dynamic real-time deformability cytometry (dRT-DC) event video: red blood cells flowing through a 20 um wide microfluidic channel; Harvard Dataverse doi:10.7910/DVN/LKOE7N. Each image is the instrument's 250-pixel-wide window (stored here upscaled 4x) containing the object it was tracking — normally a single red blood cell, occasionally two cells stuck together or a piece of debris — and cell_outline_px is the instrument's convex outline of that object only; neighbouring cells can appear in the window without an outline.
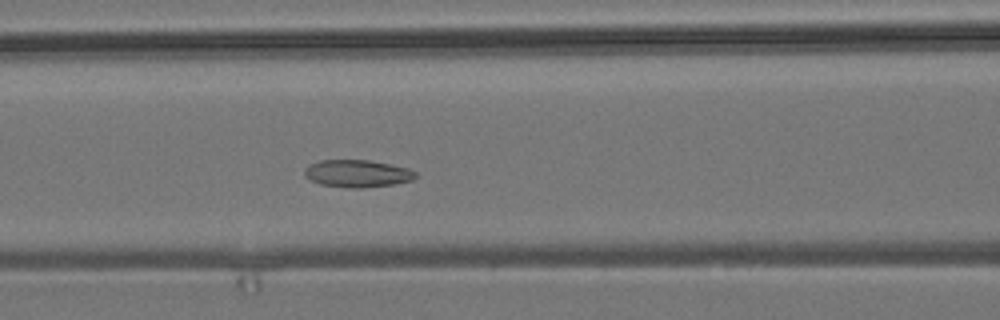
{"species": "common noctule bat (a hibernating species)", "species_latin": "Nyctalus noctula", "temperature_condition": "room temperature", "stored_images_in_passage": 51, "camera_frame_rate_fps": 3000, "um_per_image_px": 0.085, "animal": {"sex": "male", "body_mass_g": 19.2, "forearm_length_mm": 51.8}, "frame": {"image": 1, "passage_image": 20, "time_ms": 6.333, "image_size_px": [1000, 320], "cell_outline_px": [[416, 176], [412, 180], [392, 184], [364, 188], [348, 188], [320, 184], [304, 176], [304, 168], [308, 164], [320, 160], [368, 160], [408, 168], [416, 172]], "centroid_in_image_um": [30.33, 14.75], "position_along_channel_um": 136.3, "area_um2": 17.69}}
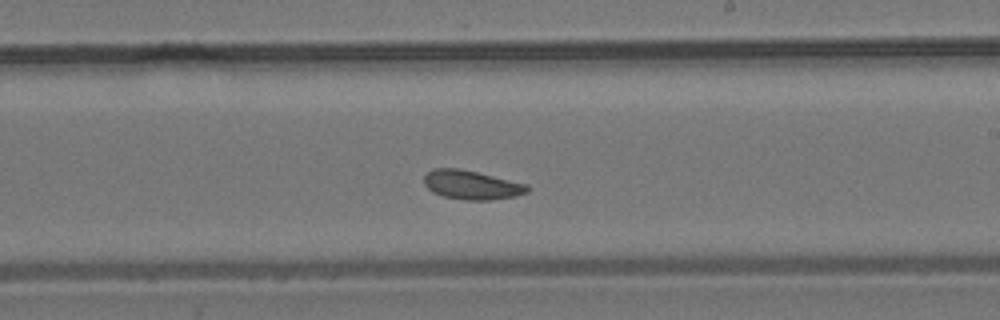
{"frame": {"image": 2, "passage_image": 29, "time_ms": 9.333, "image_size_px": [1000, 320], "cell_outline_px": [[528, 192], [516, 196], [488, 200], [464, 200], [444, 196], [432, 192], [424, 184], [424, 176], [432, 168], [460, 168], [528, 184]], "centroid_in_image_um": [40.07, 15.71], "position_along_channel_um": 248.9, "area_um2": 17.46}}
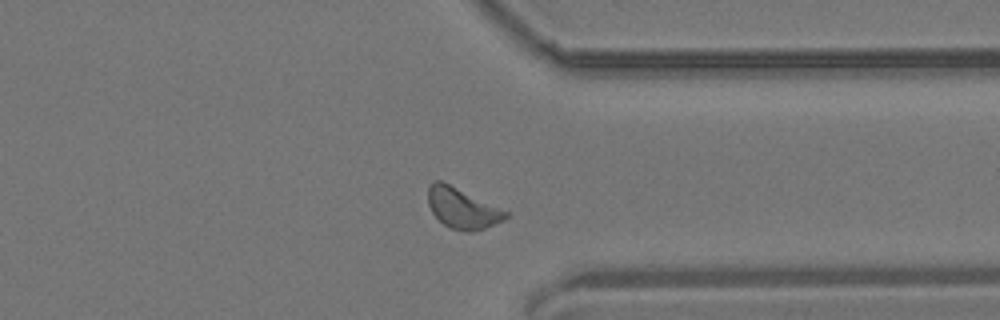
{"frame": {"image": 3, "passage_image": 39, "time_ms": 12.667, "image_size_px": [1000, 320], "cell_outline_px": [[508, 216], [504, 220], [484, 228], [472, 232], [468, 232], [452, 228], [444, 224], [432, 212], [428, 204], [428, 188], [432, 180], [440, 180], [508, 212]], "centroid_in_image_um": [39.27, 17.7], "position_along_channel_um": 372.1, "area_um2": 17.86}, "authors_computed_cell_mechanics": {"area_um2": 17.629, "velocity_mm_per_s": 3.7725, "shape_relaxation_time_tau1_ms": null, "shape_relaxation_time_tau2_ms": 3.0078, "deformation_change_tau1": null, "deformation_change_tau2": 0.0776}}